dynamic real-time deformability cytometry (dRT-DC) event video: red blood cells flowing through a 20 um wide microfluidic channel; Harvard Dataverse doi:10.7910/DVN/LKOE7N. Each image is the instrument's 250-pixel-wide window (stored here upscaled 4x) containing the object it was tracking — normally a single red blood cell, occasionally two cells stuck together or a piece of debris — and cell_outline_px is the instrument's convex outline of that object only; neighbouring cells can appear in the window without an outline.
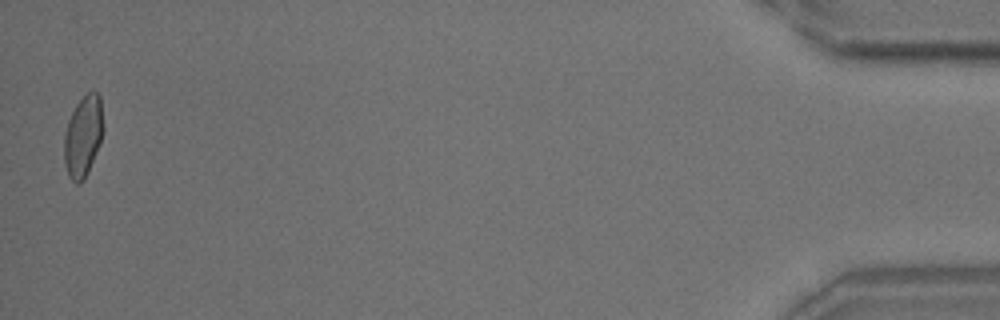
{"species": "common noctule bat (a hibernating species)", "species_latin": "Nyctalus noctula", "temperature_condition": "room temperature", "stored_images_in_passage": 16, "camera_frame_rate_fps": 3000, "um_per_image_px": 0.085, "animal": {"sex": "male", "body_mass_g": 18.8}, "frame": {"image": 1, "passage_image": 16, "time_ms": 18.0, "image_size_px": [1000, 320], "cell_outline_px": [[104, 128], [100, 140], [88, 172], [84, 180], [80, 184], [76, 184], [68, 176], [64, 164], [64, 132], [68, 120], [76, 104], [88, 92], [96, 92], [100, 96]], "centroid_in_image_um": [7.05, 11.6], "position_along_channel_um": 428.2, "area_um2": 18.5}}